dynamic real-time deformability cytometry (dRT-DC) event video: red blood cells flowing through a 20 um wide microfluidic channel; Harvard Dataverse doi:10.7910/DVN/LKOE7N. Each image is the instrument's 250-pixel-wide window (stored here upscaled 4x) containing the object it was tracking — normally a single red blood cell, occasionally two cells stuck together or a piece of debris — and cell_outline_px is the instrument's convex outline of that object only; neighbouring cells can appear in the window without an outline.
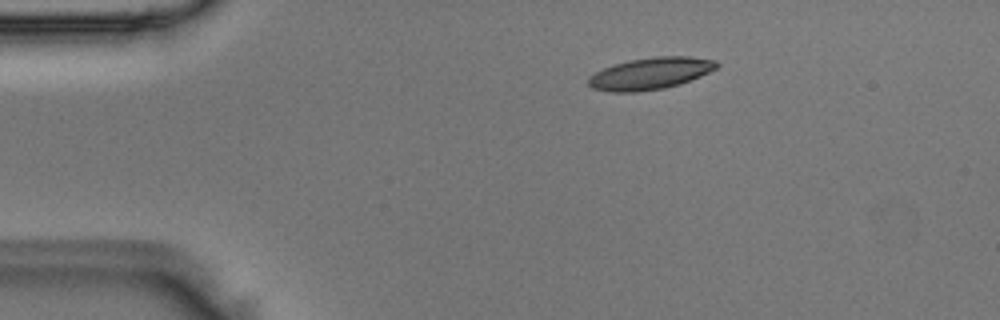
{"species": "Egyptian fruit bat (a non-hibernating species)", "species_latin": "Rousettus aegyptiacus", "temperature_condition": "room temperature", "stored_images_in_passage": 5, "camera_frame_rate_fps": 3000, "um_per_image_px": 0.085, "animal": {"sex": "male"}, "frame": {"image": 1, "passage_image": 3, "time_ms": 0.667, "image_size_px": [1000, 320], "cell_outline_px": [[720, 64], [716, 68], [700, 76], [680, 84], [664, 88], [636, 92], [608, 92], [592, 88], [588, 84], [588, 76], [604, 68], [628, 60], [656, 56], [688, 56], [716, 60]], "centroid_in_image_um": [55.27, 6.24], "position_along_channel_um": 29.7, "area_um2": 23.81}}
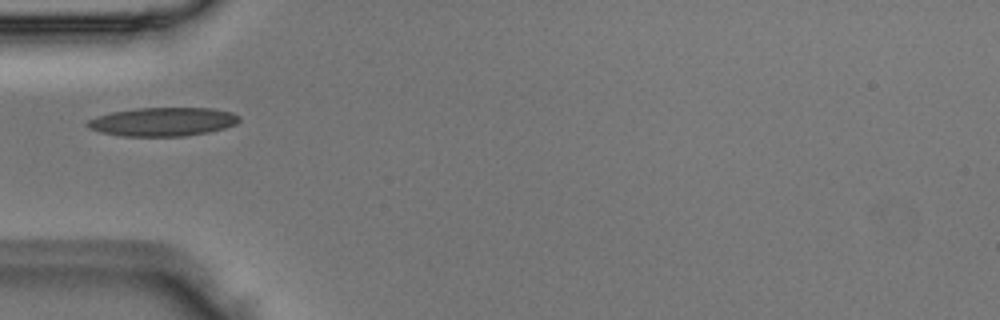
{"frame": {"image": 2, "passage_image": 5, "time_ms": 1.333, "image_size_px": [1000, 320], "cell_outline_px": [[240, 120], [236, 124], [224, 128], [208, 132], [184, 136], [120, 136], [100, 132], [88, 128], [84, 124], [88, 120], [96, 116], [112, 112], [136, 108], [212, 108], [232, 112], [240, 116]], "centroid_in_image_um": [13.82, 10.35], "position_along_channel_um": 71.2, "area_um2": 25.49}}